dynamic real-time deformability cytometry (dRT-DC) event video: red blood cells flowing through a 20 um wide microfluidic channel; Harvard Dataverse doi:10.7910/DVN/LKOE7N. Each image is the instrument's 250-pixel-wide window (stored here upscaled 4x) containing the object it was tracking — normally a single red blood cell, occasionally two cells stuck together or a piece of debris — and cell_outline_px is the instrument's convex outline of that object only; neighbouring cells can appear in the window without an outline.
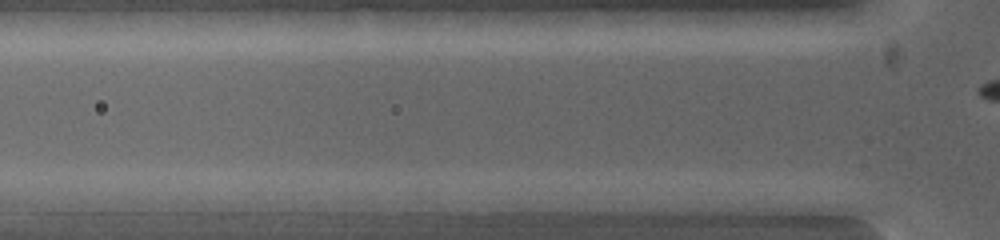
{"species": "common noctule bat (a hibernating species)", "species_latin": "Nyctalus noctula", "temperature_condition": "warm", "stored_images_in_passage": 3, "camera_frame_rate_fps": 5000, "um_per_image_px": 0.085, "animal": {"sex": "female", "body_mass_g": 19.0, "forearm_length_mm": 53.3}, "frame": {"image": 1, "passage_image": 3, "time_ms": 1.4, "image_size_px": [1000, 240], "cell_outline_px": [[792, 200], [784, 216], [772, 216], [672, 200], [704, 192], [720, 192]], "centroid_in_image_um": [62.94, 17.24], "position_along_channel_um": 62.9, "area_um2": 11.56}}